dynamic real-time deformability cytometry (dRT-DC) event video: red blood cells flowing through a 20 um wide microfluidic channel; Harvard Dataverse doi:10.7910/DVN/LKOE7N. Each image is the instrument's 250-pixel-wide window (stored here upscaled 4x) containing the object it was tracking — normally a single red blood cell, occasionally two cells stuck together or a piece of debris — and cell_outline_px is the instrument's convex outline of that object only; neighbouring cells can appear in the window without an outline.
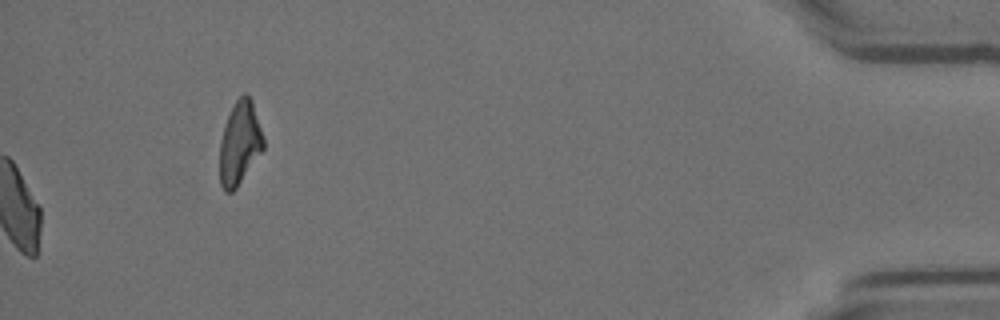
{"species": "Egyptian fruit bat (a non-hibernating species)", "species_latin": "Rousettus aegyptiacus", "temperature_condition": "room temperature", "stored_images_in_passage": 48, "camera_frame_rate_fps": 3000, "um_per_image_px": 0.085, "animal": {"sex": "female"}, "frame": {"image": 1, "passage_image": 48, "time_ms": 15.667, "image_size_px": [1000, 320], "cell_outline_px": [[264, 148], [236, 188], [232, 192], [224, 192], [220, 184], [220, 140], [228, 116], [236, 100], [244, 92], [252, 100], [264, 136]], "centroid_in_image_um": [20.38, 12.17], "position_along_channel_um": 414.8, "area_um2": 21.04}}